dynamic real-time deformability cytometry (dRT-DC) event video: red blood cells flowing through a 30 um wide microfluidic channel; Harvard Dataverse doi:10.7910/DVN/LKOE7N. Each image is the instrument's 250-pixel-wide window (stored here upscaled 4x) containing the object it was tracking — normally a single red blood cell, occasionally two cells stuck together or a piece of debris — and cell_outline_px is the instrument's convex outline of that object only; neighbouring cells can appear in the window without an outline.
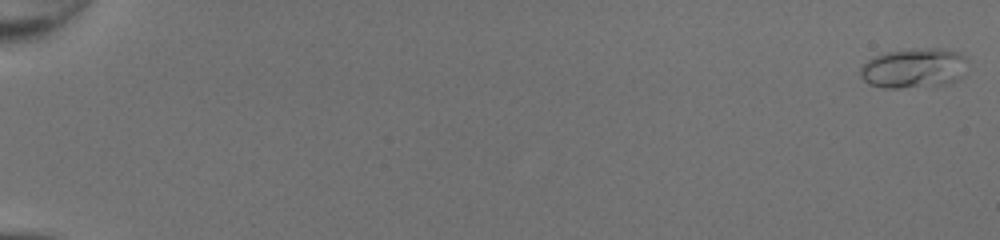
{"species": "common noctule bat (a hibernating species)", "species_latin": "Nyctalus noctula", "temperature_condition": "room temperature", "stored_images_in_passage": 50, "camera_frame_rate_fps": 3000, "um_per_image_px": 0.085, "animal": {"sex": "female", "body_mass_g": 20.0, "forearm_length_mm": 54.0}, "frame": {"image": 1, "passage_image": 1, "time_ms": 0.0, "image_size_px": [1000, 240], "cell_outline_px": [[968, 60], [964, 76], [948, 84], [900, 88], [884, 88], [868, 84], [860, 76], [860, 68], [872, 56], [888, 52], [912, 48], [936, 48], [960, 52]], "centroid_in_image_um": [77.7, 5.79], "position_along_channel_um": 7.3, "area_um2": 25.26}}
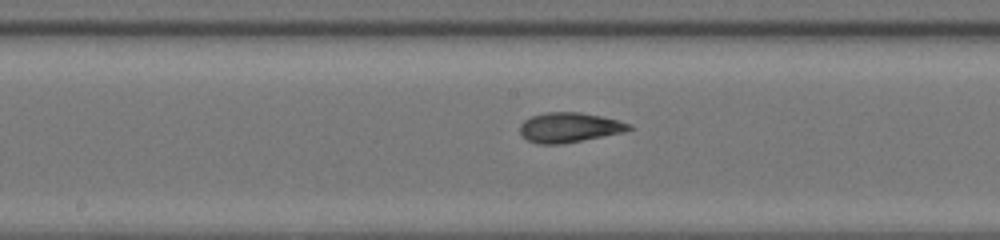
{"frame": {"image": 2, "passage_image": 29, "time_ms": 9.333, "image_size_px": [1000, 240], "cell_outline_px": [[636, 128], [624, 132], [564, 144], [536, 144], [528, 140], [520, 132], [520, 124], [524, 120], [532, 116], [544, 112], [580, 112], [600, 116], [632, 124]], "centroid_in_image_um": [48.41, 10.84], "position_along_channel_um": 199.8, "area_um2": 19.07}}
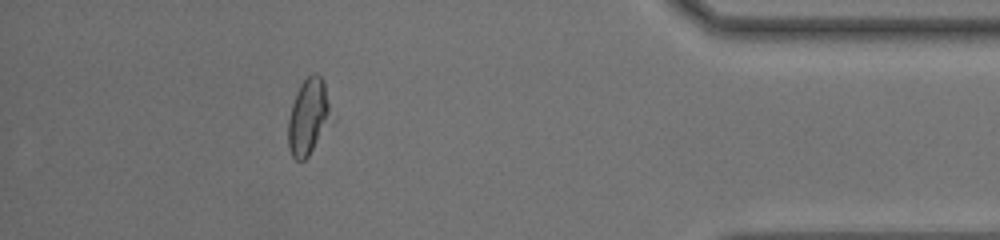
{"frame": {"image": 3, "passage_image": 46, "time_ms": 15.0, "image_size_px": [1000, 240], "cell_outline_px": [[328, 116], [308, 156], [304, 160], [296, 160], [292, 156], [288, 148], [288, 120], [292, 104], [296, 92], [300, 84], [312, 72], [316, 72], [324, 80], [328, 104]], "centroid_in_image_um": [26.11, 9.86], "position_along_channel_um": 409.1, "area_um2": 17.92}, "authors_computed_cell_mechanics": {"area_um2": 19.1896, "velocity_mm_per_s": 4.3415, "shape_relaxation_time_tau1_ms": 5.1385, "shape_relaxation_time_tau2_ms": 1.1515, "deformation_change_tau1": 0.204, "deformation_change_tau2": 0.0865}}